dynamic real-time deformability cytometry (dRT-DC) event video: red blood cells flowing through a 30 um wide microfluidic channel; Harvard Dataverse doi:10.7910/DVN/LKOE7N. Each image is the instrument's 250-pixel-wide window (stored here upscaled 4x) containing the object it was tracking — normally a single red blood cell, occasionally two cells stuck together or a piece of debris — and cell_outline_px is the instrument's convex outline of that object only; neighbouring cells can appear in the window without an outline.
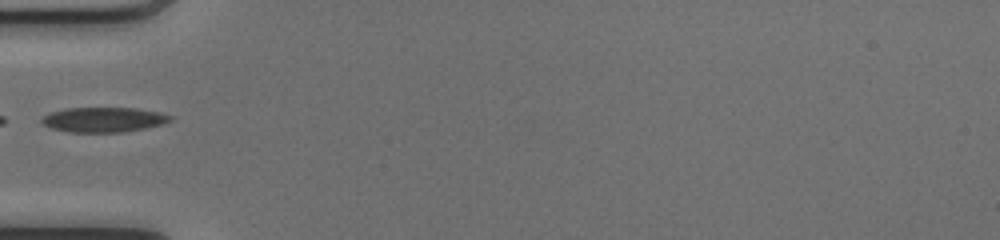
{"species": "common noctule bat (a hibernating species)", "species_latin": "Nyctalus noctula", "temperature_condition": "cold", "stored_images_in_passage": 32, "camera_frame_rate_fps": 3000, "um_per_image_px": 0.085, "animal": {"sex": "female", "body_mass_g": 17.0, "forearm_length_mm": 48.0}, "frame": {"image": 1, "passage_image": 1, "time_ms": 0.0, "image_size_px": [1000, 240], "cell_outline_px": [[172, 120], [164, 124], [124, 132], [68, 132], [52, 128], [44, 124], [40, 120], [40, 116], [64, 108], [136, 108], [160, 112], [172, 116]], "centroid_in_image_um": [8.81, 10.17], "position_along_channel_um": 76.2, "area_um2": 18.73}}